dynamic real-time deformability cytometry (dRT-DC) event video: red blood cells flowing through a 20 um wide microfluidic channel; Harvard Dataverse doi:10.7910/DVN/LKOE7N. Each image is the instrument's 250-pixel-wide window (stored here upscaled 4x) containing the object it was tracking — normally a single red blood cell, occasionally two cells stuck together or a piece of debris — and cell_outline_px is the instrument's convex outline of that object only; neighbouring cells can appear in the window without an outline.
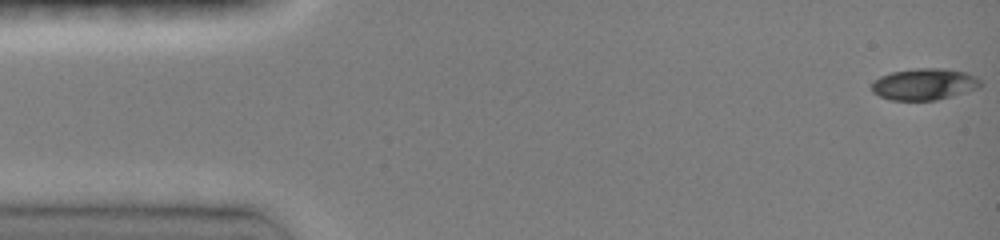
{"species": "common noctule bat (a hibernating species)", "species_latin": "Nyctalus noctula", "temperature_condition": "room temperature", "stored_images_in_passage": 29, "camera_frame_rate_fps": 3000, "um_per_image_px": 0.085, "animal": {"sex": "female", "body_mass_g": 19.0, "forearm_length_mm": 51.5}, "frame": {"image": 1, "passage_image": 1, "time_ms": 0.0, "image_size_px": [1000, 240], "cell_outline_px": [[980, 88], [936, 100], [892, 100], [880, 96], [872, 92], [872, 80], [880, 76], [892, 72], [916, 68], [944, 68], [968, 72], [976, 76], [980, 80]], "centroid_in_image_um": [78.57, 7.14], "position_along_channel_um": 6.4, "area_um2": 20.11}}
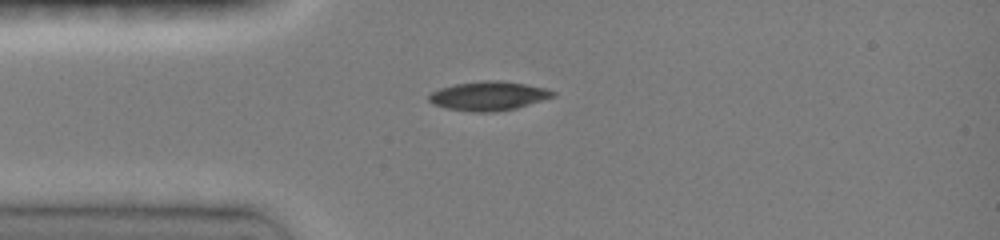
{"frame": {"image": 2, "passage_image": 17, "time_ms": 3.667, "image_size_px": [1000, 240], "cell_outline_px": [[556, 96], [516, 108], [496, 112], [472, 112], [448, 108], [432, 104], [428, 100], [428, 96], [432, 92], [440, 88], [456, 84], [484, 80], [500, 80], [524, 84], [544, 88], [556, 92]], "centroid_in_image_um": [41.52, 8.16], "position_along_channel_um": 43.5, "area_um2": 20.92}}
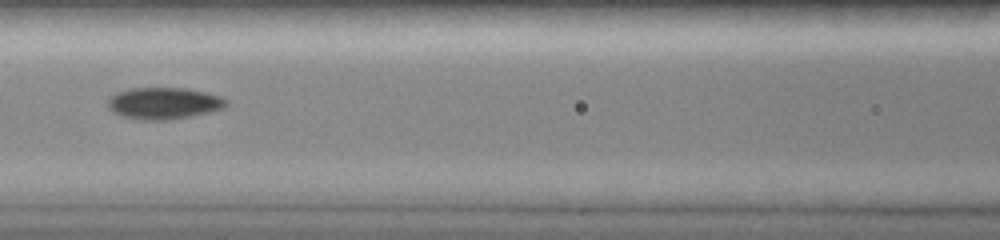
{"frame": {"image": 3, "passage_image": 28, "time_ms": 6.667, "image_size_px": [1000, 240], "cell_outline_px": [[228, 104], [224, 108], [212, 112], [192, 116], [168, 120], [140, 120], [124, 116], [112, 112], [108, 108], [108, 96], [116, 92], [128, 88], [184, 88], [224, 96], [228, 100]], "centroid_in_image_um": [13.94, 8.77], "position_along_channel_um": 152.7, "area_um2": 22.25}}